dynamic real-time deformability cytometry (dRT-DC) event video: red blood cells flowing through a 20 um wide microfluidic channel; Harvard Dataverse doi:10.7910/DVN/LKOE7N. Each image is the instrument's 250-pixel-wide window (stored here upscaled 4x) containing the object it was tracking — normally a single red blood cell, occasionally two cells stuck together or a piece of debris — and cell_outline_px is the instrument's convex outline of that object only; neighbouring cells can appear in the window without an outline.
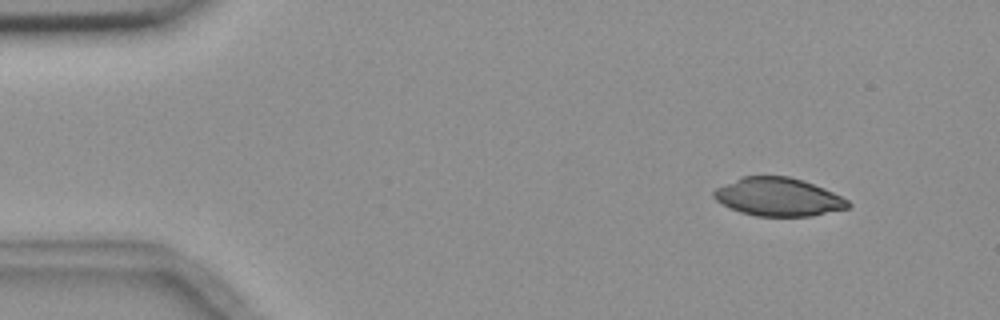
{"species": "common noctule bat (a hibernating species)", "species_latin": "Nyctalus noctula", "temperature_condition": "room temperature", "stored_images_in_passage": 5, "camera_frame_rate_fps": 3000, "um_per_image_px": 0.085, "animal": {"sex": "female", "body_mass_g": 18.4}, "frame": {"image": 1, "passage_image": 2, "time_ms": 1.333, "image_size_px": [1000, 320], "cell_outline_px": [[852, 204], [848, 208], [812, 216], [756, 216], [740, 212], [716, 200], [712, 196], [712, 192], [716, 188], [744, 176], [788, 176], [804, 180], [824, 188], [848, 200]], "centroid_in_image_um": [66.17, 16.74], "position_along_channel_um": 18.8, "area_um2": 29.77}}